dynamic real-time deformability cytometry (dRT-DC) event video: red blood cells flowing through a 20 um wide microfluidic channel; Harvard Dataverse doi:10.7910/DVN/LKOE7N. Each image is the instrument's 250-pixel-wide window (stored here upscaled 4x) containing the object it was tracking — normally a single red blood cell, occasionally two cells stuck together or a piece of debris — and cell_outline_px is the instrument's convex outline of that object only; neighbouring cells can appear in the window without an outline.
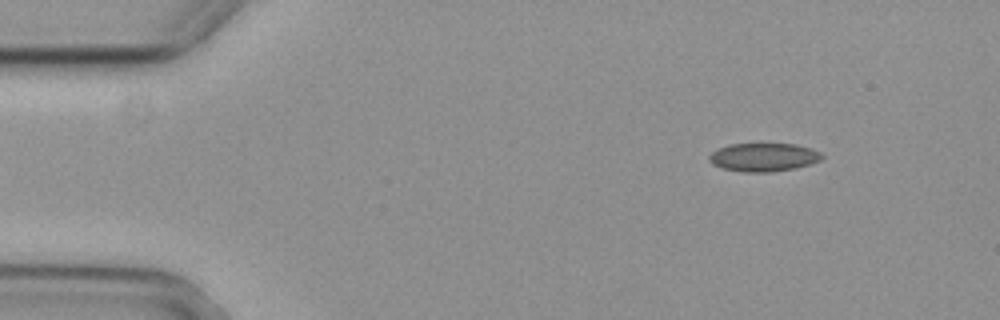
{"species": "common noctule bat (a hibernating species)", "species_latin": "Nyctalus noctula", "temperature_condition": "cold", "stored_images_in_passage": 7, "camera_frame_rate_fps": 3000, "um_per_image_px": 0.085, "animal": {"sex": "female", "body_mass_g": 29.2, "forearm_length_mm": 56.3}, "frame": {"image": 1, "passage_image": 2, "time_ms": 0.333, "image_size_px": [1000, 320], "cell_outline_px": [[824, 156], [820, 160], [796, 168], [772, 172], [744, 172], [724, 168], [712, 164], [708, 160], [708, 156], [712, 152], [728, 144], [796, 144], [812, 148], [820, 152]], "centroid_in_image_um": [64.91, 13.36], "position_along_channel_um": 20.1, "area_um2": 18.61}}
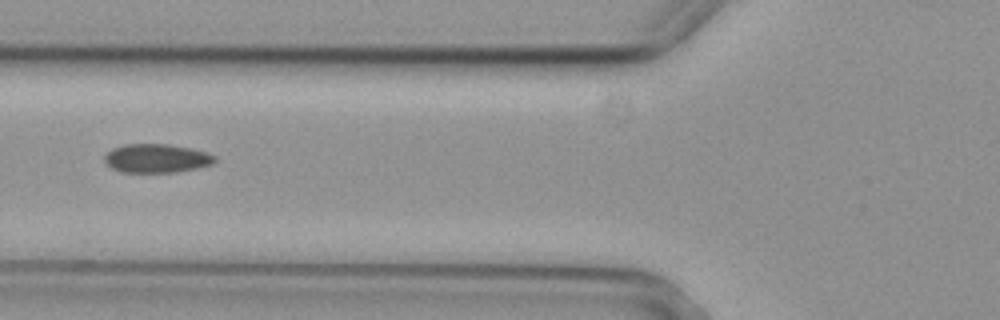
{"frame": {"image": 2, "passage_image": 6, "time_ms": 1.667, "image_size_px": [1000, 320], "cell_outline_px": [[216, 160], [212, 164], [196, 168], [176, 172], [120, 172], [112, 168], [104, 160], [104, 156], [112, 148], [124, 144], [168, 144], [192, 148], [216, 156]], "centroid_in_image_um": [13.3, 13.45], "position_along_channel_um": 112.5, "area_um2": 18.44}}
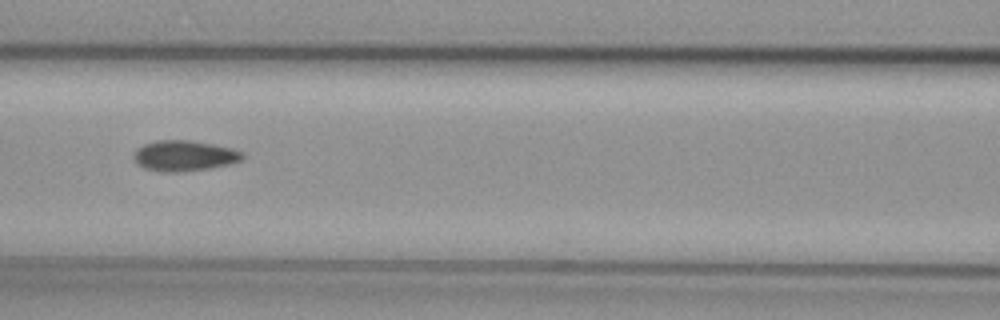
{"frame": {"image": 3, "passage_image": 7, "time_ms": 2.0, "image_size_px": [1000, 320], "cell_outline_px": [[244, 156], [240, 160], [228, 164], [208, 168], [180, 172], [160, 172], [144, 168], [136, 164], [136, 152], [144, 144], [156, 140], [192, 140], [232, 148], [244, 152]], "centroid_in_image_um": [15.68, 13.24], "position_along_channel_um": 150.9, "area_um2": 19.19}}